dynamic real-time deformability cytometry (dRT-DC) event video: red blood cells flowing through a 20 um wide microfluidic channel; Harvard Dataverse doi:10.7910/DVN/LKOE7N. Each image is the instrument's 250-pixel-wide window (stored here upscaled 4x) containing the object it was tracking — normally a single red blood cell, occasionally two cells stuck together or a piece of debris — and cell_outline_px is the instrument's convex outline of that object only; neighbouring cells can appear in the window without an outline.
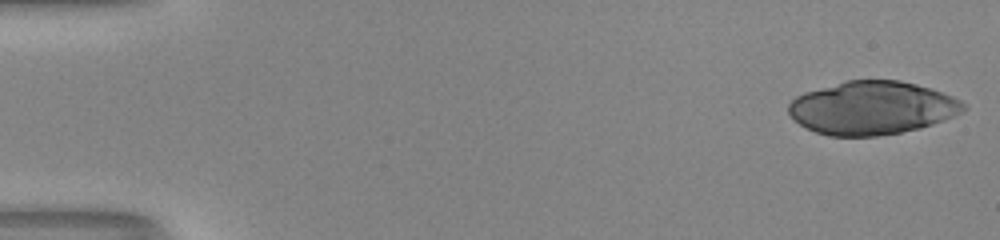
{"species": "human", "species_latin": "Homo sapiens", "temperature_condition": "room temperature", "stored_images_in_passage": 6, "segment_of_instrument_passage": [1, 2], "camera_frame_rate_fps": 3000, "um_per_image_px": 0.085, "donor": {"sex": "male"}, "frame": {"image": 1, "passage_image": 1, "time_ms": 0.0, "image_size_px": [1000, 240], "cell_outline_px": [[968, 108], [952, 116], [932, 124], [920, 128], [900, 132], [876, 136], [828, 136], [816, 132], [800, 124], [788, 112], [788, 104], [796, 96], [804, 92], [848, 80], [900, 80], [932, 88], [952, 96], [960, 100]], "centroid_in_image_um": [74.12, 9.16], "position_along_channel_um": 10.9, "area_um2": 54.04}}